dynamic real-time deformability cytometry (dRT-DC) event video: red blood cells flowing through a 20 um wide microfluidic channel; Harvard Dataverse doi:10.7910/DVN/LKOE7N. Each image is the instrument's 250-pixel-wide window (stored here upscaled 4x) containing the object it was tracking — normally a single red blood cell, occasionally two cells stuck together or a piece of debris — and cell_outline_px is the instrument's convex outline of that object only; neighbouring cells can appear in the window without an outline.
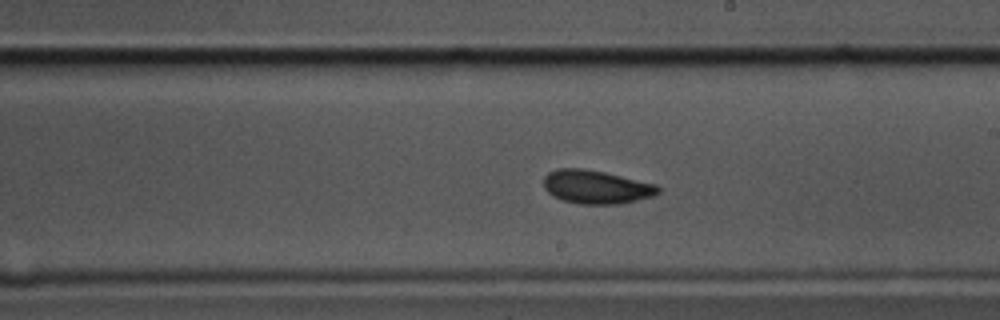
{"species": "common noctule bat (a hibernating species)", "species_latin": "Nyctalus noctula", "temperature_condition": "cold", "stored_images_in_passage": 50, "camera_frame_rate_fps": 3000, "um_per_image_px": 0.085, "animal": {"sex": "male", "body_mass_g": 17.5, "forearm_length_mm": 52.3}, "frame": {"image": 1, "passage_image": 25, "time_ms": 8.0, "image_size_px": [1000, 320], "cell_outline_px": [[660, 192], [652, 196], [620, 204], [580, 204], [560, 200], [552, 196], [544, 188], [544, 176], [548, 172], [560, 168], [580, 168], [604, 172], [656, 184], [660, 188]], "centroid_in_image_um": [50.65, 15.9], "position_along_channel_um": 238.4, "area_um2": 22.37}}
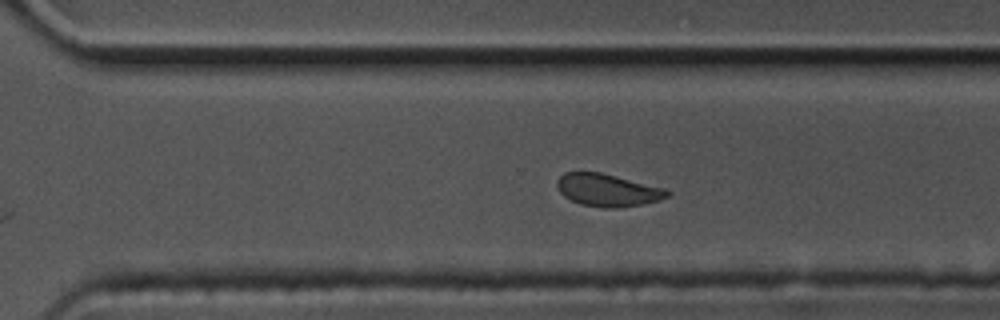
{"frame": {"image": 2, "passage_image": 32, "time_ms": 10.333, "image_size_px": [1000, 320], "cell_outline_px": [[672, 192], [668, 196], [660, 200], [640, 204], [616, 208], [604, 208], [580, 204], [564, 196], [556, 188], [556, 180], [564, 172], [600, 172], [664, 188]], "centroid_in_image_um": [51.62, 16.16], "position_along_channel_um": 319.0, "area_um2": 20.81}}
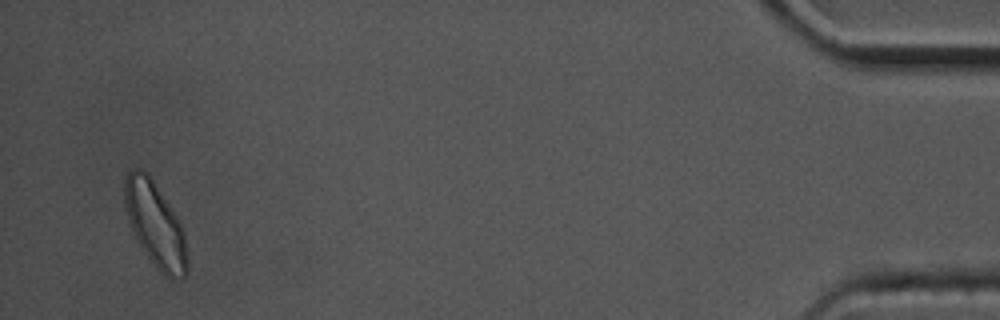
{"frame": {"image": 3, "passage_image": 48, "time_ms": 15.667, "image_size_px": [1000, 320], "cell_outline_px": [[188, 272], [184, 276], [164, 276], [156, 268], [144, 252], [136, 240], [132, 232], [128, 220], [124, 204], [124, 180], [128, 172], [132, 168], [140, 168], [148, 172], [180, 220], [184, 232], [188, 256]], "centroid_in_image_um": [13.19, 19.05], "position_along_channel_um": 422.0, "area_um2": 31.33}, "authors_computed_cell_mechanics": {"area_um2": 22.4842, "velocity_mm_per_s": 3.4571, "shape_relaxation_time_tau1_ms": 4.2475, "shape_relaxation_time_tau2_ms": 2.3374, "deformation_change_tau1": 0.103, "deformation_change_tau2": 0.0764}}